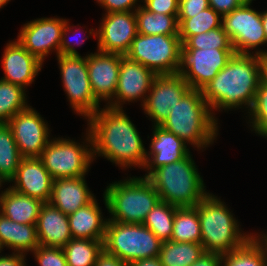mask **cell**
I'll return each mask as SVG.
<instances>
[{
    "mask_svg": "<svg viewBox=\"0 0 267 266\" xmlns=\"http://www.w3.org/2000/svg\"><path fill=\"white\" fill-rule=\"evenodd\" d=\"M124 109L104 105L87 119L91 133L93 157H103L121 169L143 170L146 150L140 132Z\"/></svg>",
    "mask_w": 267,
    "mask_h": 266,
    "instance_id": "6da1fadb",
    "label": "cell"
},
{
    "mask_svg": "<svg viewBox=\"0 0 267 266\" xmlns=\"http://www.w3.org/2000/svg\"><path fill=\"white\" fill-rule=\"evenodd\" d=\"M262 25L264 28V33L266 37V45H267V10L261 11Z\"/></svg>",
    "mask_w": 267,
    "mask_h": 266,
    "instance_id": "681fc988",
    "label": "cell"
},
{
    "mask_svg": "<svg viewBox=\"0 0 267 266\" xmlns=\"http://www.w3.org/2000/svg\"><path fill=\"white\" fill-rule=\"evenodd\" d=\"M222 255L219 253L206 252L191 266H221Z\"/></svg>",
    "mask_w": 267,
    "mask_h": 266,
    "instance_id": "bcb514c9",
    "label": "cell"
},
{
    "mask_svg": "<svg viewBox=\"0 0 267 266\" xmlns=\"http://www.w3.org/2000/svg\"><path fill=\"white\" fill-rule=\"evenodd\" d=\"M241 1H242V3H251V4L253 2V0H241Z\"/></svg>",
    "mask_w": 267,
    "mask_h": 266,
    "instance_id": "db71d44e",
    "label": "cell"
},
{
    "mask_svg": "<svg viewBox=\"0 0 267 266\" xmlns=\"http://www.w3.org/2000/svg\"><path fill=\"white\" fill-rule=\"evenodd\" d=\"M87 67L94 96L106 104L115 96L121 57L123 55L96 51L88 53Z\"/></svg>",
    "mask_w": 267,
    "mask_h": 266,
    "instance_id": "ac0fdd59",
    "label": "cell"
},
{
    "mask_svg": "<svg viewBox=\"0 0 267 266\" xmlns=\"http://www.w3.org/2000/svg\"><path fill=\"white\" fill-rule=\"evenodd\" d=\"M31 253L39 266H67L63 249L39 245Z\"/></svg>",
    "mask_w": 267,
    "mask_h": 266,
    "instance_id": "74e56055",
    "label": "cell"
},
{
    "mask_svg": "<svg viewBox=\"0 0 267 266\" xmlns=\"http://www.w3.org/2000/svg\"><path fill=\"white\" fill-rule=\"evenodd\" d=\"M190 89V85L179 73L157 75L152 82L142 110L147 118L150 117L153 126H160L168 117L170 107L179 102Z\"/></svg>",
    "mask_w": 267,
    "mask_h": 266,
    "instance_id": "e0dca14e",
    "label": "cell"
},
{
    "mask_svg": "<svg viewBox=\"0 0 267 266\" xmlns=\"http://www.w3.org/2000/svg\"><path fill=\"white\" fill-rule=\"evenodd\" d=\"M182 43L178 35H141L132 41L126 56L141 63L156 75L179 73Z\"/></svg>",
    "mask_w": 267,
    "mask_h": 266,
    "instance_id": "9c48e42d",
    "label": "cell"
},
{
    "mask_svg": "<svg viewBox=\"0 0 267 266\" xmlns=\"http://www.w3.org/2000/svg\"><path fill=\"white\" fill-rule=\"evenodd\" d=\"M73 239L102 240L104 242L108 218L102 214L96 197L86 206L68 215Z\"/></svg>",
    "mask_w": 267,
    "mask_h": 266,
    "instance_id": "cb8c5ba5",
    "label": "cell"
},
{
    "mask_svg": "<svg viewBox=\"0 0 267 266\" xmlns=\"http://www.w3.org/2000/svg\"><path fill=\"white\" fill-rule=\"evenodd\" d=\"M179 207L159 200L147 214L143 225L149 228L162 242L171 240L174 215Z\"/></svg>",
    "mask_w": 267,
    "mask_h": 266,
    "instance_id": "836d02e7",
    "label": "cell"
},
{
    "mask_svg": "<svg viewBox=\"0 0 267 266\" xmlns=\"http://www.w3.org/2000/svg\"><path fill=\"white\" fill-rule=\"evenodd\" d=\"M129 266H162V264L158 257H154L135 260Z\"/></svg>",
    "mask_w": 267,
    "mask_h": 266,
    "instance_id": "7dc6e473",
    "label": "cell"
},
{
    "mask_svg": "<svg viewBox=\"0 0 267 266\" xmlns=\"http://www.w3.org/2000/svg\"><path fill=\"white\" fill-rule=\"evenodd\" d=\"M70 22H69V19L67 20L66 19V23H65V26H64V28H63V31H62V36H61V42H60V48H59V55H65V56H80V53L78 52V51H76V48H75V46H81V44H83L84 43V41L86 40V39H88L89 38V36H85V37H82V39L81 40H78V41H76L75 43H73L72 44V42L69 40V34H70V32H71V34L74 36V35H76V34H78L77 32V30H80L79 31V33L81 32V31H83L84 32V30H81L80 28V25L79 24H77V26L79 27H76V26H72V25H70L69 24ZM76 27V28H75ZM73 28H75V29H73ZM78 28V29H77ZM74 30L76 31V32H74ZM73 32V33H72ZM69 33V34H68ZM77 36H79V35H77ZM81 37V36H80ZM80 37H79V39H80ZM85 38V39H84ZM74 41H75V39H74Z\"/></svg>",
    "mask_w": 267,
    "mask_h": 266,
    "instance_id": "f35d334b",
    "label": "cell"
},
{
    "mask_svg": "<svg viewBox=\"0 0 267 266\" xmlns=\"http://www.w3.org/2000/svg\"><path fill=\"white\" fill-rule=\"evenodd\" d=\"M104 206L108 221L125 224H143L147 214L159 202V194L145 177L127 176L114 181L104 189Z\"/></svg>",
    "mask_w": 267,
    "mask_h": 266,
    "instance_id": "8992f818",
    "label": "cell"
},
{
    "mask_svg": "<svg viewBox=\"0 0 267 266\" xmlns=\"http://www.w3.org/2000/svg\"><path fill=\"white\" fill-rule=\"evenodd\" d=\"M44 202L25 196L8 186L0 199V213L22 224H36Z\"/></svg>",
    "mask_w": 267,
    "mask_h": 266,
    "instance_id": "484cf974",
    "label": "cell"
},
{
    "mask_svg": "<svg viewBox=\"0 0 267 266\" xmlns=\"http://www.w3.org/2000/svg\"><path fill=\"white\" fill-rule=\"evenodd\" d=\"M141 3L152 13L178 15L179 0H141Z\"/></svg>",
    "mask_w": 267,
    "mask_h": 266,
    "instance_id": "ab89813d",
    "label": "cell"
},
{
    "mask_svg": "<svg viewBox=\"0 0 267 266\" xmlns=\"http://www.w3.org/2000/svg\"><path fill=\"white\" fill-rule=\"evenodd\" d=\"M221 266H267L266 248L254 234L241 247L222 254Z\"/></svg>",
    "mask_w": 267,
    "mask_h": 266,
    "instance_id": "83f0119b",
    "label": "cell"
},
{
    "mask_svg": "<svg viewBox=\"0 0 267 266\" xmlns=\"http://www.w3.org/2000/svg\"><path fill=\"white\" fill-rule=\"evenodd\" d=\"M96 2H97V4H99V5H101L103 2H104V0H95Z\"/></svg>",
    "mask_w": 267,
    "mask_h": 266,
    "instance_id": "11a10c76",
    "label": "cell"
},
{
    "mask_svg": "<svg viewBox=\"0 0 267 266\" xmlns=\"http://www.w3.org/2000/svg\"><path fill=\"white\" fill-rule=\"evenodd\" d=\"M245 114L251 132L267 140V80L264 78L255 93L254 101L249 111Z\"/></svg>",
    "mask_w": 267,
    "mask_h": 266,
    "instance_id": "d590c367",
    "label": "cell"
},
{
    "mask_svg": "<svg viewBox=\"0 0 267 266\" xmlns=\"http://www.w3.org/2000/svg\"><path fill=\"white\" fill-rule=\"evenodd\" d=\"M233 49H181V74L191 89L201 90L234 55Z\"/></svg>",
    "mask_w": 267,
    "mask_h": 266,
    "instance_id": "4fadbf2b",
    "label": "cell"
},
{
    "mask_svg": "<svg viewBox=\"0 0 267 266\" xmlns=\"http://www.w3.org/2000/svg\"><path fill=\"white\" fill-rule=\"evenodd\" d=\"M263 232L264 230L258 233L255 232L254 234L263 243L267 251V232Z\"/></svg>",
    "mask_w": 267,
    "mask_h": 266,
    "instance_id": "c3c4849f",
    "label": "cell"
},
{
    "mask_svg": "<svg viewBox=\"0 0 267 266\" xmlns=\"http://www.w3.org/2000/svg\"><path fill=\"white\" fill-rule=\"evenodd\" d=\"M178 36L183 44L190 36L205 33L222 26V16L211 7L192 18H177Z\"/></svg>",
    "mask_w": 267,
    "mask_h": 266,
    "instance_id": "d6a6232c",
    "label": "cell"
},
{
    "mask_svg": "<svg viewBox=\"0 0 267 266\" xmlns=\"http://www.w3.org/2000/svg\"><path fill=\"white\" fill-rule=\"evenodd\" d=\"M218 118L215 117L201 90L190 89L173 107L160 126L174 133L187 145L198 151L214 144L219 135Z\"/></svg>",
    "mask_w": 267,
    "mask_h": 266,
    "instance_id": "3957f363",
    "label": "cell"
},
{
    "mask_svg": "<svg viewBox=\"0 0 267 266\" xmlns=\"http://www.w3.org/2000/svg\"><path fill=\"white\" fill-rule=\"evenodd\" d=\"M152 137L146 150V171L141 177L147 178L154 170L173 162L184 159L190 153V147L174 133L164 130L161 126L152 125Z\"/></svg>",
    "mask_w": 267,
    "mask_h": 266,
    "instance_id": "44dd1931",
    "label": "cell"
},
{
    "mask_svg": "<svg viewBox=\"0 0 267 266\" xmlns=\"http://www.w3.org/2000/svg\"><path fill=\"white\" fill-rule=\"evenodd\" d=\"M195 207L201 227V244L206 252L229 253L254 235L242 231L233 211L213 193H208Z\"/></svg>",
    "mask_w": 267,
    "mask_h": 266,
    "instance_id": "277c9868",
    "label": "cell"
},
{
    "mask_svg": "<svg viewBox=\"0 0 267 266\" xmlns=\"http://www.w3.org/2000/svg\"><path fill=\"white\" fill-rule=\"evenodd\" d=\"M22 159L11 127L7 123H0V175L9 182Z\"/></svg>",
    "mask_w": 267,
    "mask_h": 266,
    "instance_id": "4dcf8cb0",
    "label": "cell"
},
{
    "mask_svg": "<svg viewBox=\"0 0 267 266\" xmlns=\"http://www.w3.org/2000/svg\"><path fill=\"white\" fill-rule=\"evenodd\" d=\"M147 179L162 201L181 207H195L208 193L191 152L182 160L154 170Z\"/></svg>",
    "mask_w": 267,
    "mask_h": 266,
    "instance_id": "5b68a950",
    "label": "cell"
},
{
    "mask_svg": "<svg viewBox=\"0 0 267 266\" xmlns=\"http://www.w3.org/2000/svg\"><path fill=\"white\" fill-rule=\"evenodd\" d=\"M25 89L0 79V123H8L18 112L30 104Z\"/></svg>",
    "mask_w": 267,
    "mask_h": 266,
    "instance_id": "e575fe53",
    "label": "cell"
},
{
    "mask_svg": "<svg viewBox=\"0 0 267 266\" xmlns=\"http://www.w3.org/2000/svg\"><path fill=\"white\" fill-rule=\"evenodd\" d=\"M209 7V0H179L177 18H192Z\"/></svg>",
    "mask_w": 267,
    "mask_h": 266,
    "instance_id": "60d3db41",
    "label": "cell"
},
{
    "mask_svg": "<svg viewBox=\"0 0 267 266\" xmlns=\"http://www.w3.org/2000/svg\"><path fill=\"white\" fill-rule=\"evenodd\" d=\"M264 78L267 80V57H265V74Z\"/></svg>",
    "mask_w": 267,
    "mask_h": 266,
    "instance_id": "f5cc1de1",
    "label": "cell"
},
{
    "mask_svg": "<svg viewBox=\"0 0 267 266\" xmlns=\"http://www.w3.org/2000/svg\"><path fill=\"white\" fill-rule=\"evenodd\" d=\"M36 229L41 246L63 249L72 239L68 215L49 202L44 203L40 209Z\"/></svg>",
    "mask_w": 267,
    "mask_h": 266,
    "instance_id": "603a6c76",
    "label": "cell"
},
{
    "mask_svg": "<svg viewBox=\"0 0 267 266\" xmlns=\"http://www.w3.org/2000/svg\"><path fill=\"white\" fill-rule=\"evenodd\" d=\"M66 19L60 17H41L29 21L20 29L18 42L43 64L45 57L52 52L59 55L62 31Z\"/></svg>",
    "mask_w": 267,
    "mask_h": 266,
    "instance_id": "9a60e30c",
    "label": "cell"
},
{
    "mask_svg": "<svg viewBox=\"0 0 267 266\" xmlns=\"http://www.w3.org/2000/svg\"><path fill=\"white\" fill-rule=\"evenodd\" d=\"M206 251L201 243L164 241L159 260L162 266H191Z\"/></svg>",
    "mask_w": 267,
    "mask_h": 266,
    "instance_id": "4316f807",
    "label": "cell"
},
{
    "mask_svg": "<svg viewBox=\"0 0 267 266\" xmlns=\"http://www.w3.org/2000/svg\"><path fill=\"white\" fill-rule=\"evenodd\" d=\"M94 266H129V263H126L118 257L107 253L103 249V251L98 255Z\"/></svg>",
    "mask_w": 267,
    "mask_h": 266,
    "instance_id": "ee69618b",
    "label": "cell"
},
{
    "mask_svg": "<svg viewBox=\"0 0 267 266\" xmlns=\"http://www.w3.org/2000/svg\"><path fill=\"white\" fill-rule=\"evenodd\" d=\"M137 31L141 35H178V15L152 13L142 4L135 10Z\"/></svg>",
    "mask_w": 267,
    "mask_h": 266,
    "instance_id": "f1b7e54d",
    "label": "cell"
},
{
    "mask_svg": "<svg viewBox=\"0 0 267 266\" xmlns=\"http://www.w3.org/2000/svg\"><path fill=\"white\" fill-rule=\"evenodd\" d=\"M86 32L97 38L98 51L125 56L138 34L135 11L103 14L99 28Z\"/></svg>",
    "mask_w": 267,
    "mask_h": 266,
    "instance_id": "7c38bea8",
    "label": "cell"
},
{
    "mask_svg": "<svg viewBox=\"0 0 267 266\" xmlns=\"http://www.w3.org/2000/svg\"><path fill=\"white\" fill-rule=\"evenodd\" d=\"M60 77L67 101L75 114L88 119L100 107L94 96L88 76L87 56H57Z\"/></svg>",
    "mask_w": 267,
    "mask_h": 266,
    "instance_id": "30bf717a",
    "label": "cell"
},
{
    "mask_svg": "<svg viewBox=\"0 0 267 266\" xmlns=\"http://www.w3.org/2000/svg\"><path fill=\"white\" fill-rule=\"evenodd\" d=\"M85 178L54 179L49 203L65 215L75 213L89 204L96 196L87 186Z\"/></svg>",
    "mask_w": 267,
    "mask_h": 266,
    "instance_id": "7402d4cb",
    "label": "cell"
},
{
    "mask_svg": "<svg viewBox=\"0 0 267 266\" xmlns=\"http://www.w3.org/2000/svg\"><path fill=\"white\" fill-rule=\"evenodd\" d=\"M11 0H0V9L7 5Z\"/></svg>",
    "mask_w": 267,
    "mask_h": 266,
    "instance_id": "816d5d0a",
    "label": "cell"
},
{
    "mask_svg": "<svg viewBox=\"0 0 267 266\" xmlns=\"http://www.w3.org/2000/svg\"><path fill=\"white\" fill-rule=\"evenodd\" d=\"M36 224H22L0 213V251L6 247L12 253L31 254L39 246Z\"/></svg>",
    "mask_w": 267,
    "mask_h": 266,
    "instance_id": "d4e9b609",
    "label": "cell"
},
{
    "mask_svg": "<svg viewBox=\"0 0 267 266\" xmlns=\"http://www.w3.org/2000/svg\"><path fill=\"white\" fill-rule=\"evenodd\" d=\"M53 180L39 157L23 158L15 176L9 181L10 184L13 182L9 187L47 203L51 197Z\"/></svg>",
    "mask_w": 267,
    "mask_h": 266,
    "instance_id": "ffe728a7",
    "label": "cell"
},
{
    "mask_svg": "<svg viewBox=\"0 0 267 266\" xmlns=\"http://www.w3.org/2000/svg\"><path fill=\"white\" fill-rule=\"evenodd\" d=\"M157 75L137 61L129 59L126 55L121 57L118 83L115 96L106 106L123 109L126 102L146 101L152 82Z\"/></svg>",
    "mask_w": 267,
    "mask_h": 266,
    "instance_id": "2e32d148",
    "label": "cell"
},
{
    "mask_svg": "<svg viewBox=\"0 0 267 266\" xmlns=\"http://www.w3.org/2000/svg\"><path fill=\"white\" fill-rule=\"evenodd\" d=\"M0 251V266H26V255L20 253L1 254Z\"/></svg>",
    "mask_w": 267,
    "mask_h": 266,
    "instance_id": "f6af8a7d",
    "label": "cell"
},
{
    "mask_svg": "<svg viewBox=\"0 0 267 266\" xmlns=\"http://www.w3.org/2000/svg\"><path fill=\"white\" fill-rule=\"evenodd\" d=\"M103 249L102 240L73 238L63 248L67 266H94Z\"/></svg>",
    "mask_w": 267,
    "mask_h": 266,
    "instance_id": "1f68e13d",
    "label": "cell"
},
{
    "mask_svg": "<svg viewBox=\"0 0 267 266\" xmlns=\"http://www.w3.org/2000/svg\"><path fill=\"white\" fill-rule=\"evenodd\" d=\"M171 241L201 243V227L196 207H181L176 210Z\"/></svg>",
    "mask_w": 267,
    "mask_h": 266,
    "instance_id": "f546056e",
    "label": "cell"
},
{
    "mask_svg": "<svg viewBox=\"0 0 267 266\" xmlns=\"http://www.w3.org/2000/svg\"><path fill=\"white\" fill-rule=\"evenodd\" d=\"M5 183L7 184L9 182L0 175V190L3 189L2 188V185L3 184L5 185ZM4 192H5V189L4 190H1V192H0V199L4 195Z\"/></svg>",
    "mask_w": 267,
    "mask_h": 266,
    "instance_id": "f907efd6",
    "label": "cell"
},
{
    "mask_svg": "<svg viewBox=\"0 0 267 266\" xmlns=\"http://www.w3.org/2000/svg\"><path fill=\"white\" fill-rule=\"evenodd\" d=\"M141 0H104L100 5L106 13L135 11L141 4Z\"/></svg>",
    "mask_w": 267,
    "mask_h": 266,
    "instance_id": "b9f144b4",
    "label": "cell"
},
{
    "mask_svg": "<svg viewBox=\"0 0 267 266\" xmlns=\"http://www.w3.org/2000/svg\"><path fill=\"white\" fill-rule=\"evenodd\" d=\"M7 124L23 158L40 157L51 140L48 122L30 105L14 115Z\"/></svg>",
    "mask_w": 267,
    "mask_h": 266,
    "instance_id": "5bb4252c",
    "label": "cell"
},
{
    "mask_svg": "<svg viewBox=\"0 0 267 266\" xmlns=\"http://www.w3.org/2000/svg\"><path fill=\"white\" fill-rule=\"evenodd\" d=\"M162 241L143 224L107 221L104 250L126 263L159 256Z\"/></svg>",
    "mask_w": 267,
    "mask_h": 266,
    "instance_id": "ba28073f",
    "label": "cell"
},
{
    "mask_svg": "<svg viewBox=\"0 0 267 266\" xmlns=\"http://www.w3.org/2000/svg\"><path fill=\"white\" fill-rule=\"evenodd\" d=\"M242 4L241 0H209V7L214 9L221 16L230 13Z\"/></svg>",
    "mask_w": 267,
    "mask_h": 266,
    "instance_id": "7bdbcfd3",
    "label": "cell"
},
{
    "mask_svg": "<svg viewBox=\"0 0 267 266\" xmlns=\"http://www.w3.org/2000/svg\"><path fill=\"white\" fill-rule=\"evenodd\" d=\"M233 49L230 38L223 27L211 29L208 32L190 36L181 49Z\"/></svg>",
    "mask_w": 267,
    "mask_h": 266,
    "instance_id": "8d00e7d4",
    "label": "cell"
},
{
    "mask_svg": "<svg viewBox=\"0 0 267 266\" xmlns=\"http://www.w3.org/2000/svg\"><path fill=\"white\" fill-rule=\"evenodd\" d=\"M80 144L69 137L52 138L39 157L53 179L86 176L94 157L90 131L87 129Z\"/></svg>",
    "mask_w": 267,
    "mask_h": 266,
    "instance_id": "52a82bcc",
    "label": "cell"
},
{
    "mask_svg": "<svg viewBox=\"0 0 267 266\" xmlns=\"http://www.w3.org/2000/svg\"><path fill=\"white\" fill-rule=\"evenodd\" d=\"M265 57L238 54L202 89L203 97L213 115L215 111L247 109L253 104L256 90L264 79Z\"/></svg>",
    "mask_w": 267,
    "mask_h": 266,
    "instance_id": "7a4b0ae2",
    "label": "cell"
},
{
    "mask_svg": "<svg viewBox=\"0 0 267 266\" xmlns=\"http://www.w3.org/2000/svg\"><path fill=\"white\" fill-rule=\"evenodd\" d=\"M251 5L243 3L222 16V27L230 38L235 53L267 57V50L260 49L266 45L261 12L251 8Z\"/></svg>",
    "mask_w": 267,
    "mask_h": 266,
    "instance_id": "8fae6325",
    "label": "cell"
},
{
    "mask_svg": "<svg viewBox=\"0 0 267 266\" xmlns=\"http://www.w3.org/2000/svg\"><path fill=\"white\" fill-rule=\"evenodd\" d=\"M4 76L1 80L18 85L23 89L33 84L41 72L43 63L27 51L17 39L9 41L2 55Z\"/></svg>",
    "mask_w": 267,
    "mask_h": 266,
    "instance_id": "d6986e66",
    "label": "cell"
}]
</instances>
